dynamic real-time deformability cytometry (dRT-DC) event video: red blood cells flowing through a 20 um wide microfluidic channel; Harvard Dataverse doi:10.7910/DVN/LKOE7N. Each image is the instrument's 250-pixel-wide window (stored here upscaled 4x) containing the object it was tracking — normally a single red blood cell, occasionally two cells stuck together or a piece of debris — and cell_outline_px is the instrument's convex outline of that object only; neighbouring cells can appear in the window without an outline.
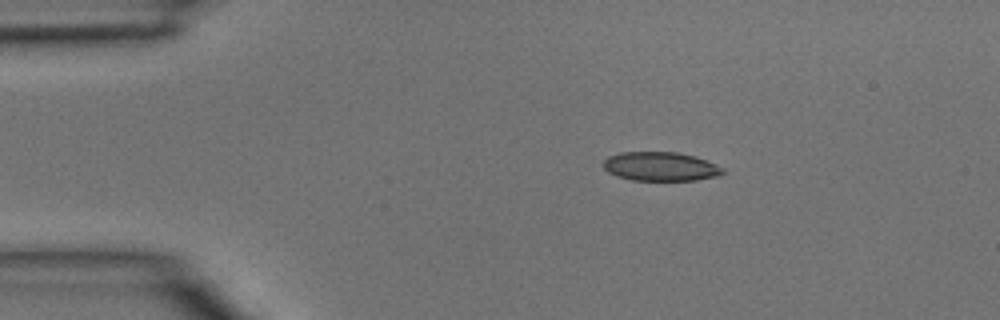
{"species": "common noctule bat (a hibernating species)", "species_latin": "Nyctalus noctula", "temperature_condition": "room temperature", "stored_images_in_passage": 3, "camera_frame_rate_fps": 3000, "um_per_image_px": 0.085, "animal": {"sex": "male", "body_mass_g": 15.6}, "frame": {"image": 1, "passage_image": 2, "time_ms": 0.333, "image_size_px": [1000, 320], "cell_outline_px": [[724, 172], [720, 176], [696, 180], [632, 180], [616, 176], [608, 172], [604, 168], [604, 160], [608, 156], [620, 152], [676, 152], [696, 156], [716, 164], [724, 168]], "centroid_in_image_um": [56.16, 14.15], "position_along_channel_um": 28.8, "area_um2": 20.29}}